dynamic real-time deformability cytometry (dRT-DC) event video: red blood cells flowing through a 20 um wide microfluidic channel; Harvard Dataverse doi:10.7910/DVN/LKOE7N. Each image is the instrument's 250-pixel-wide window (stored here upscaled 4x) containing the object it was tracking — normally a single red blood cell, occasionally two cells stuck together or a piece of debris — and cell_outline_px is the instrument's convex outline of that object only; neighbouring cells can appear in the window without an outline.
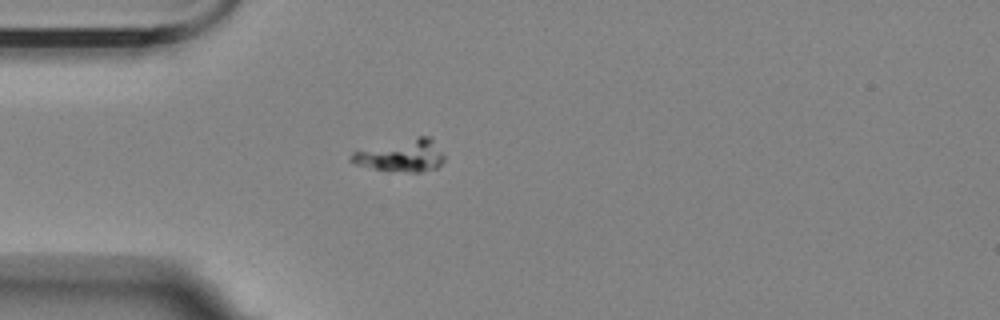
{"species": "Egyptian fruit bat (a non-hibernating species)", "species_latin": "Rousettus aegyptiacus", "temperature_condition": "room temperature", "stored_images_in_passage": 3, "camera_frame_rate_fps": 3000, "um_per_image_px": 0.085, "animal": {"sex": "female"}, "frame": {"image": 1, "passage_image": 3, "time_ms": 3.0, "image_size_px": [1000, 320], "cell_outline_px": [[444, 160], [436, 168], [420, 172], [412, 172], [376, 168], [356, 164], [348, 160], [348, 156], [352, 152], [420, 136], [428, 136], [432, 140], [444, 156]], "centroid_in_image_um": [34.11, 13.23], "position_along_channel_um": 50.9, "area_um2": 16.76}}